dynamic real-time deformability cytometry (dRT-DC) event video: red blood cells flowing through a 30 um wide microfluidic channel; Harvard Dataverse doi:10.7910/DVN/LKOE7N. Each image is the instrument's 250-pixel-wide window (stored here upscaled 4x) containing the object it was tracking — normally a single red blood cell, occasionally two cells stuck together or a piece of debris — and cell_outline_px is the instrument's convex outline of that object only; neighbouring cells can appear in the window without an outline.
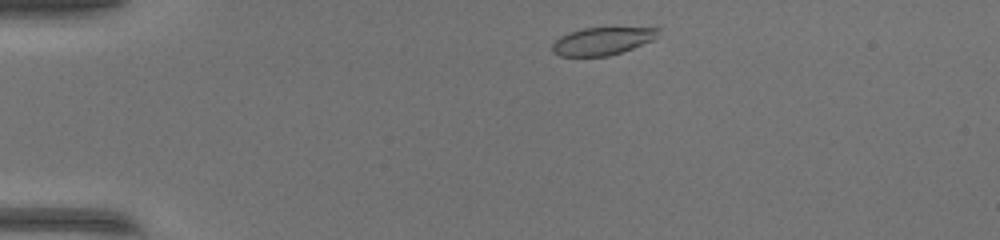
{"species": "common noctule bat (a hibernating species)", "species_latin": "Nyctalus noctula", "temperature_condition": "warm", "stored_images_in_passage": 41, "camera_frame_rate_fps": 3000, "um_per_image_px": 0.085, "animal": {"sex": "female", "body_mass_g": 17.0, "forearm_length_mm": 48.0}, "frame": {"image": 1, "passage_image": 2, "time_ms": 0.333, "image_size_px": [1000, 240], "cell_outline_px": [[660, 28], [656, 36], [652, 40], [632, 48], [608, 56], [560, 56], [552, 52], [552, 44], [560, 36], [568, 32], [584, 28]], "centroid_in_image_um": [51.13, 3.5], "position_along_channel_um": 33.9, "area_um2": 16.82}}
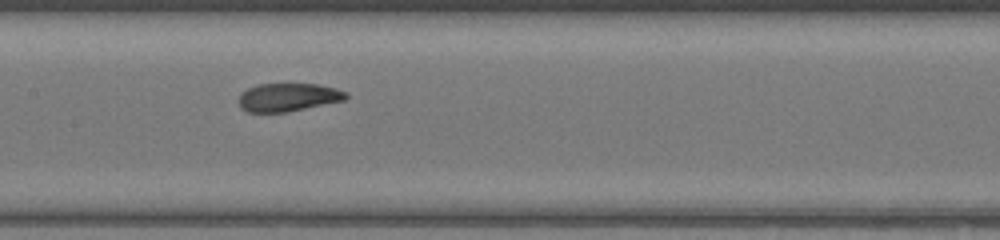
{"frame": {"image": 2, "passage_image": 17, "time_ms": 5.333, "image_size_px": [1000, 240], "cell_outline_px": [[348, 96], [344, 100], [288, 112], [248, 112], [240, 108], [240, 96], [248, 88], [260, 84], [316, 84], [336, 88], [348, 92]], "centroid_in_image_um": [24.52, 8.27], "position_along_channel_um": 182.9, "area_um2": 17.46}}
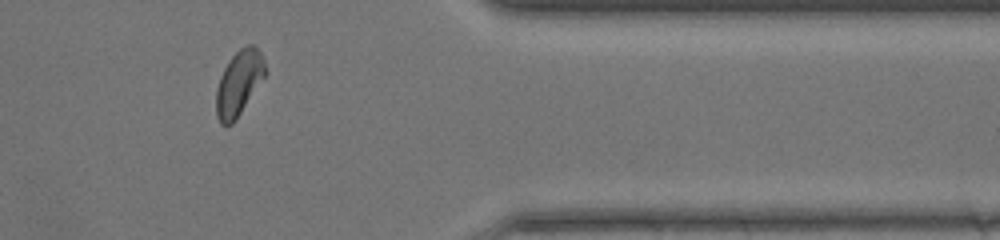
{"frame": {"image": 3, "passage_image": 33, "time_ms": 10.667, "image_size_px": [1000, 240], "cell_outline_px": [[264, 76], [232, 124], [220, 124], [216, 116], [216, 88], [220, 76], [228, 60], [240, 48], [248, 44], [252, 44], [260, 52], [264, 60]], "centroid_in_image_um": [20.26, 7.04], "position_along_channel_um": 391.1, "area_um2": 18.03}, "authors_computed_cell_mechanics": {"area_um2": 18.3804, "velocity_mm_per_s": 4.213, "shape_relaxation_time_tau1_ms": 5.8331, "shape_relaxation_time_tau2_ms": 1.7199, "deformation_change_tau1": 0.1614, "deformation_change_tau2": 0.0639}}